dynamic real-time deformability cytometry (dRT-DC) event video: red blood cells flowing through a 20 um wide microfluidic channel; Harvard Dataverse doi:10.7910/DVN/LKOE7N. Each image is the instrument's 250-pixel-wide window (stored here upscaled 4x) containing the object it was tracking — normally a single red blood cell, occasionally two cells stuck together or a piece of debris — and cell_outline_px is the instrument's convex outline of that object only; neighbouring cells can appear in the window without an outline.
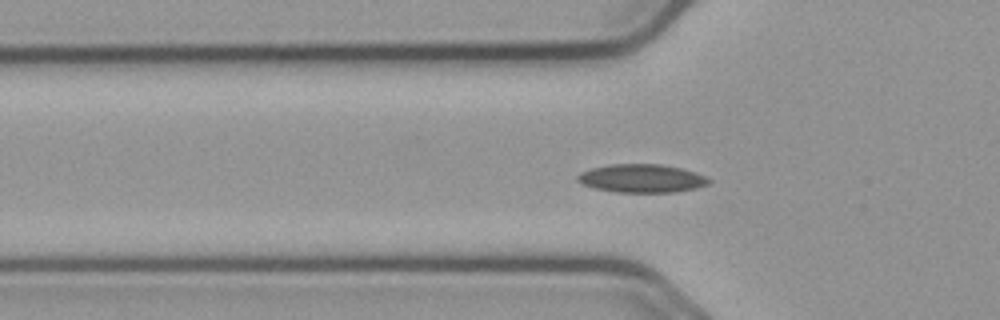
{"species": "common noctule bat (a hibernating species)", "species_latin": "Nyctalus noctula", "temperature_condition": "cold", "stored_images_in_passage": 39, "camera_frame_rate_fps": 3000, "um_per_image_px": 0.085, "animal": {"sex": "male", "body_mass_g": 23.1, "forearm_length_mm": 52.7}, "frame": {"image": 1, "passage_image": 2, "time_ms": 0.333, "image_size_px": [1000, 320], "cell_outline_px": [[712, 180], [708, 184], [696, 188], [676, 192], [616, 192], [596, 188], [580, 184], [576, 180], [576, 176], [580, 172], [592, 168], [612, 164], [660, 164], [680, 168], [696, 172]], "centroid_in_image_um": [54.53, 15.16], "position_along_channel_um": 71.3, "area_um2": 21.68}}
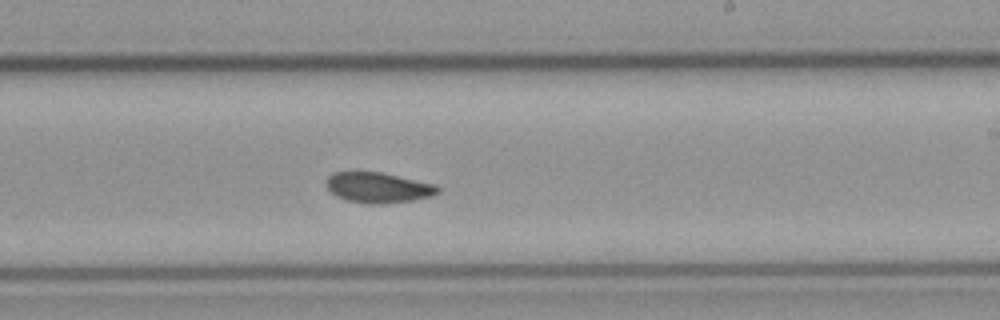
{"frame": {"image": 2, "passage_image": 17, "time_ms": 5.333, "image_size_px": [1000, 320], "cell_outline_px": [[440, 192], [432, 196], [412, 200], [380, 204], [372, 204], [344, 200], [336, 196], [324, 184], [324, 180], [332, 172], [380, 172], [436, 184], [440, 188]], "centroid_in_image_um": [32.12, 15.94], "position_along_channel_um": 256.9, "area_um2": 19.88}}
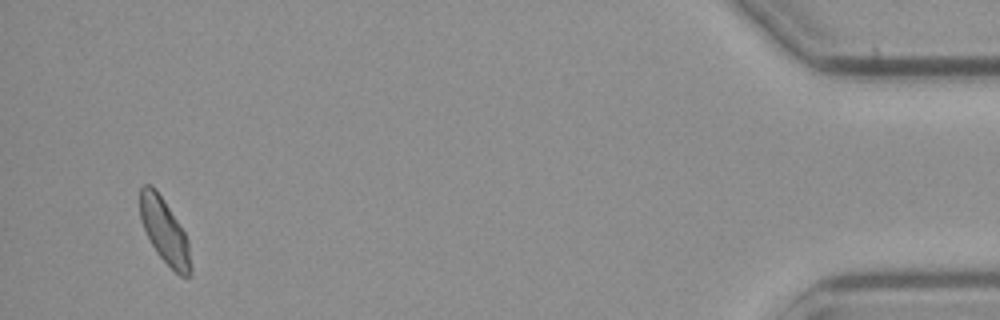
{"frame": {"image": 3, "passage_image": 37, "time_ms": 12.0, "image_size_px": [1000, 320], "cell_outline_px": [[192, 276], [180, 276], [156, 252], [140, 220], [140, 188], [144, 184], [152, 184], [156, 188], [184, 232], [188, 240], [192, 268]], "centroid_in_image_um": [13.99, 19.64], "position_along_channel_um": 421.2, "area_um2": 18.96}, "authors_computed_cell_mechanics": {"area_um2": 19.7676, "velocity_mm_per_s": 3.6969, "shape_relaxation_time_tau1_ms": null, "shape_relaxation_time_tau2_ms": 5.1288, "deformation_change_tau1": null, "deformation_change_tau2": 0.0728}}